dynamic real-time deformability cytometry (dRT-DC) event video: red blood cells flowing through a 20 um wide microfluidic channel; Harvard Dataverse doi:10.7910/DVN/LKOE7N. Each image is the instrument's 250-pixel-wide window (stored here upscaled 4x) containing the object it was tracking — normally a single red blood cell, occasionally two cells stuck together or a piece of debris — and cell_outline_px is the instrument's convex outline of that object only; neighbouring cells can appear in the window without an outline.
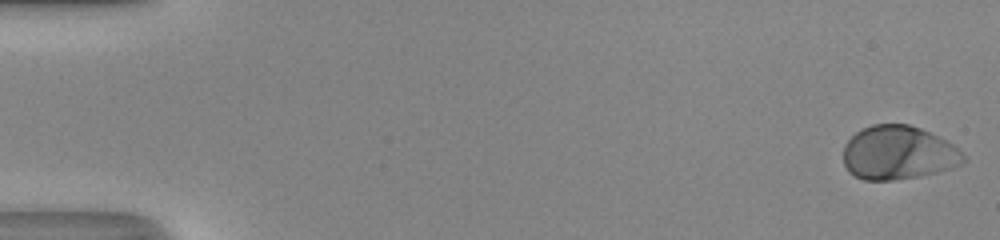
{"species": "human", "species_latin": "Homo sapiens", "temperature_condition": "room temperature", "stored_images_in_passage": 51, "camera_frame_rate_fps": 3000, "um_per_image_px": 0.085, "donor": {"sex": "male"}, "frame": {"image": 1, "passage_image": 1, "time_ms": 0.0, "image_size_px": [1000, 240], "cell_outline_px": [[968, 160], [960, 164], [936, 172], [920, 176], [892, 180], [864, 180], [848, 172], [844, 164], [844, 144], [860, 128], [872, 124], [908, 124], [920, 128], [952, 144]], "centroid_in_image_um": [76.3, 12.99], "position_along_channel_um": 8.7, "area_um2": 37.4}}
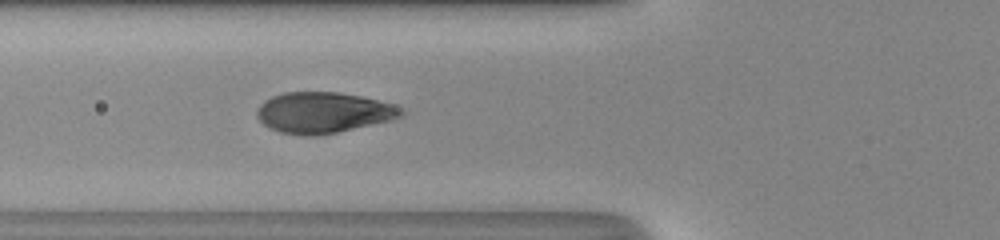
{"frame": {"image": 2, "passage_image": 20, "time_ms": 6.333, "image_size_px": [1000, 240], "cell_outline_px": [[404, 112], [400, 116], [392, 120], [336, 132], [316, 136], [304, 136], [280, 132], [268, 128], [256, 116], [256, 112], [260, 104], [264, 100], [272, 96], [284, 92], [340, 92], [360, 96], [392, 104], [404, 108]], "centroid_in_image_um": [27.45, 9.57], "position_along_channel_um": 98.4, "area_um2": 34.33}}
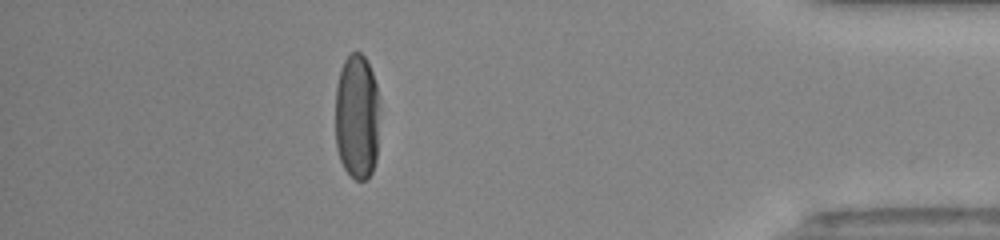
{"frame": {"image": 3, "passage_image": 45, "time_ms": 14.667, "image_size_px": [1000, 240], "cell_outline_px": [[380, 108], [376, 160], [372, 172], [364, 180], [356, 180], [344, 168], [340, 160], [336, 148], [336, 84], [340, 68], [344, 60], [352, 52], [360, 52], [364, 56], [372, 72], [376, 84]], "centroid_in_image_um": [30.35, 9.91], "position_along_channel_um": 404.9, "area_um2": 32.95}, "authors_computed_cell_mechanics": {"area_um2": 35.7782, "velocity_mm_per_s": 4.1816, "shape_relaxation_time_tau1_ms": 2.543, "shape_relaxation_time_tau2_ms": null, "deformation_change_tau1": 0.1898, "deformation_change_tau2": null}}